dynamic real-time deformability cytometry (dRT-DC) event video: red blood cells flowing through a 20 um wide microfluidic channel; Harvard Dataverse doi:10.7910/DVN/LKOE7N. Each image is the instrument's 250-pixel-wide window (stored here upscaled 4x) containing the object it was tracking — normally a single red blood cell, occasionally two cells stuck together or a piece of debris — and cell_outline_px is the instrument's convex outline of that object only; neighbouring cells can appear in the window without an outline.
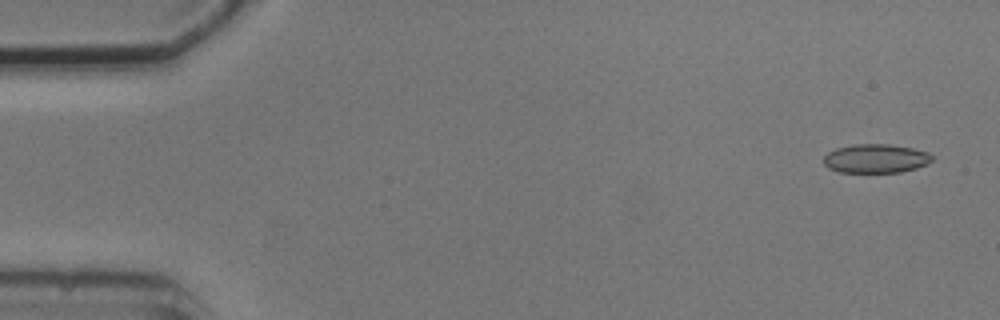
{"species": "common noctule bat (a hibernating species)", "species_latin": "Nyctalus noctula", "temperature_condition": "cold", "stored_images_in_passage": 3, "camera_frame_rate_fps": 3000, "um_per_image_px": 0.085, "animal": {"sex": "male", "body_mass_g": 20.5, "forearm_length_mm": 52.5}, "frame": {"image": 1, "passage_image": 1, "time_ms": 0.0, "image_size_px": [1000, 320], "cell_outline_px": [[932, 160], [928, 164], [916, 168], [900, 172], [840, 172], [828, 168], [824, 164], [824, 156], [828, 152], [836, 148], [856, 144], [888, 144], [912, 148], [928, 152], [932, 156]], "centroid_in_image_um": [74.44, 13.47], "position_along_channel_um": 10.6, "area_um2": 18.21}}
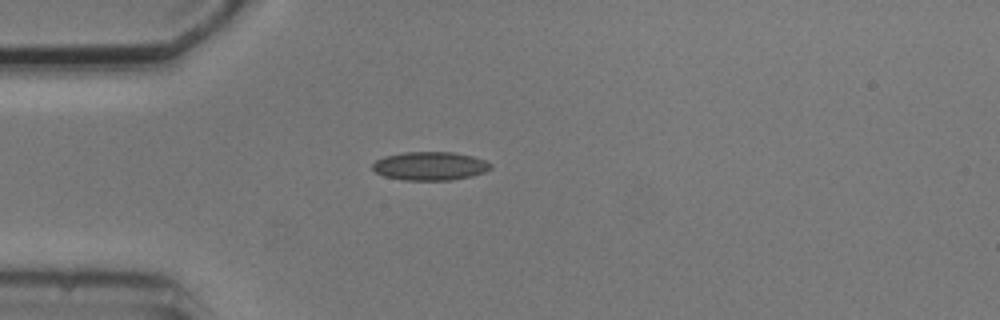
{"frame": {"image": 2, "passage_image": 3, "time_ms": 4.0, "image_size_px": [1000, 320], "cell_outline_px": [[492, 168], [484, 172], [472, 176], [452, 180], [404, 180], [384, 176], [376, 172], [372, 168], [372, 164], [376, 160], [384, 156], [404, 152], [452, 152], [472, 156], [484, 160], [492, 164]], "centroid_in_image_um": [36.55, 14.11], "position_along_channel_um": 48.4, "area_um2": 19.65}}